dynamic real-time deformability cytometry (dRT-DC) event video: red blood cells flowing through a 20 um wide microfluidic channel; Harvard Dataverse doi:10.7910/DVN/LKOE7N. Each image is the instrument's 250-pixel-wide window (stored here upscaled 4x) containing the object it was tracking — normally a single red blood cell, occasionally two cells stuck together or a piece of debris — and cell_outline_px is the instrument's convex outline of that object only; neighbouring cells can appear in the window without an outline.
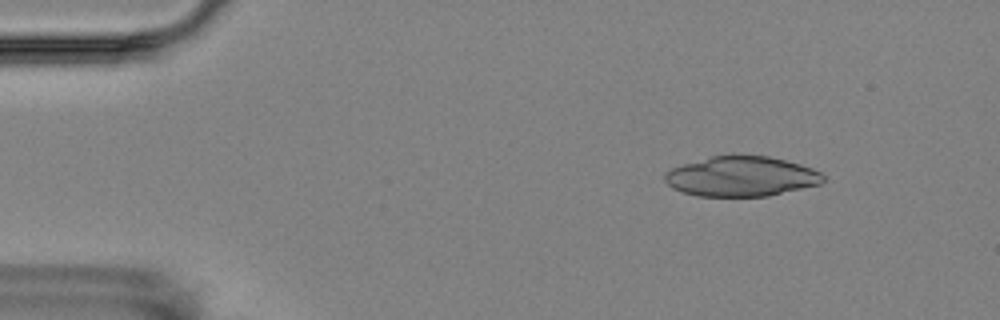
{"species": "Egyptian fruit bat (a non-hibernating species)", "species_latin": "Rousettus aegyptiacus", "temperature_condition": "room temperature", "stored_images_in_passage": 4, "camera_frame_rate_fps": 3000, "um_per_image_px": 0.085, "animal": {"sex": "female"}, "frame": {"image": 1, "passage_image": 2, "time_ms": 1.0, "image_size_px": [1000, 320], "cell_outline_px": [[824, 180], [820, 184], [768, 196], [696, 196], [672, 188], [664, 180], [664, 172], [672, 168], [684, 164], [712, 156], [768, 156], [800, 164], [812, 168], [820, 172], [824, 176]], "centroid_in_image_um": [63.0, 15.01], "position_along_channel_um": 22.0, "area_um2": 36.59}}